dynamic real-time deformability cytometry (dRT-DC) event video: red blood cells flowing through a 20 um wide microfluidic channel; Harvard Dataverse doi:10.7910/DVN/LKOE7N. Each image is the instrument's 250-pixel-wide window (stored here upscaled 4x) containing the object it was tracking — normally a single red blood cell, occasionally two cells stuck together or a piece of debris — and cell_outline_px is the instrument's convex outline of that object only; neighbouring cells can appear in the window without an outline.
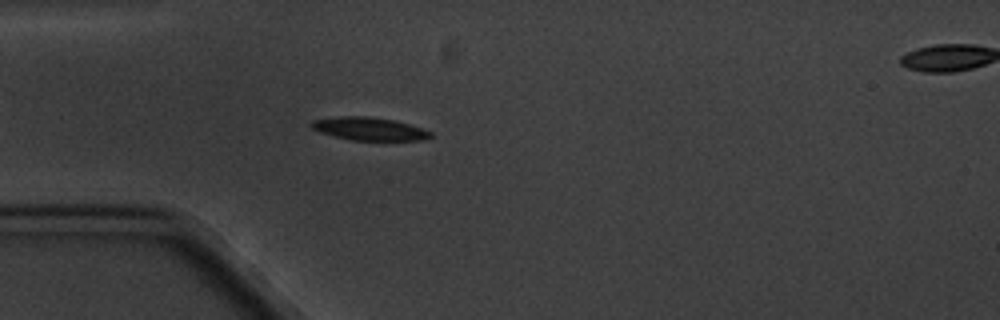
{"species": "common noctule bat (a hibernating species)", "species_latin": "Nyctalus noctula", "temperature_condition": "cold", "stored_images_in_passage": 4, "segment_of_instrument_passage": [1, 2], "camera_frame_rate_fps": 3000, "um_per_image_px": 0.085, "animal": {"sex": "male", "body_mass_g": 20.1, "forearm_length_mm": 53.5}, "frame": {"image": 1, "passage_image": 3, "time_ms": 3.333, "image_size_px": [1000, 320], "cell_outline_px": [[432, 136], [424, 140], [352, 140], [320, 132], [312, 128], [308, 124], [312, 120], [340, 116], [368, 116], [392, 120], [408, 124], [432, 132]], "centroid_in_image_um": [31.35, 10.94], "position_along_channel_um": 53.6, "area_um2": 15.78}}